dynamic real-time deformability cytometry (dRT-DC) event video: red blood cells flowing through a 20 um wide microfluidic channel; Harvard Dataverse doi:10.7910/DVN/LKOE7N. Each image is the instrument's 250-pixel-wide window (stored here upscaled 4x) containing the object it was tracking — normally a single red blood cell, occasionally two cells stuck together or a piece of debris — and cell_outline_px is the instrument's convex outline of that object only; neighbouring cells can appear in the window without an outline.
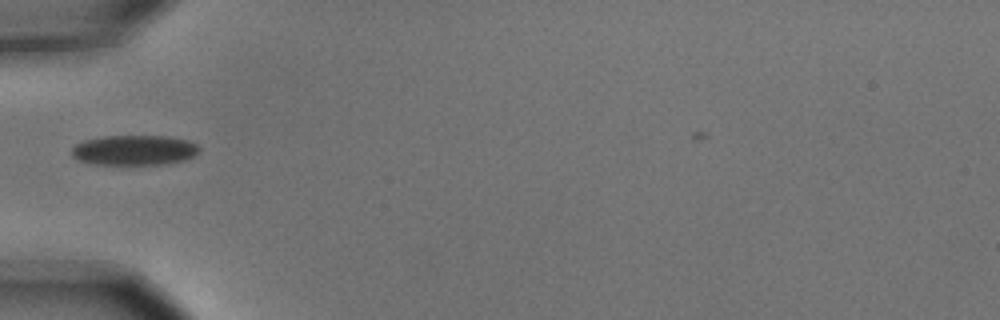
{"species": "common noctule bat (a hibernating species)", "species_latin": "Nyctalus noctula", "temperature_condition": "cold", "stored_images_in_passage": 2, "camera_frame_rate_fps": 3000, "um_per_image_px": 0.085, "animal": {"sex": "male", "body_mass_g": 15.6}, "frame": {"image": 1, "passage_image": 2, "time_ms": 0.333, "image_size_px": [1000, 320], "cell_outline_px": [[200, 152], [184, 160], [160, 164], [88, 164], [72, 156], [72, 148], [76, 144], [84, 140], [104, 136], [168, 136], [188, 140], [196, 144], [200, 148]], "centroid_in_image_um": [11.41, 12.76], "position_along_channel_um": 73.6, "area_um2": 22.31}}